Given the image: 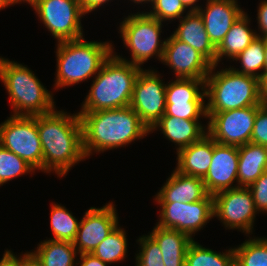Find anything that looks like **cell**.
I'll list each match as a JSON object with an SVG mask.
<instances>
[{
    "mask_svg": "<svg viewBox=\"0 0 267 266\" xmlns=\"http://www.w3.org/2000/svg\"><path fill=\"white\" fill-rule=\"evenodd\" d=\"M42 144L43 171L65 176L75 163L86 159L79 114L52 111L36 116Z\"/></svg>",
    "mask_w": 267,
    "mask_h": 266,
    "instance_id": "6da1fadb",
    "label": "cell"
},
{
    "mask_svg": "<svg viewBox=\"0 0 267 266\" xmlns=\"http://www.w3.org/2000/svg\"><path fill=\"white\" fill-rule=\"evenodd\" d=\"M78 114L86 158L92 151L101 153L124 147L150 133L149 128L130 106Z\"/></svg>",
    "mask_w": 267,
    "mask_h": 266,
    "instance_id": "7a4b0ae2",
    "label": "cell"
},
{
    "mask_svg": "<svg viewBox=\"0 0 267 266\" xmlns=\"http://www.w3.org/2000/svg\"><path fill=\"white\" fill-rule=\"evenodd\" d=\"M141 69L111 54L92 81L80 112L128 107Z\"/></svg>",
    "mask_w": 267,
    "mask_h": 266,
    "instance_id": "3957f363",
    "label": "cell"
},
{
    "mask_svg": "<svg viewBox=\"0 0 267 266\" xmlns=\"http://www.w3.org/2000/svg\"><path fill=\"white\" fill-rule=\"evenodd\" d=\"M109 42L86 41L84 37L57 44L56 88L82 82L98 74L113 53Z\"/></svg>",
    "mask_w": 267,
    "mask_h": 266,
    "instance_id": "277c9868",
    "label": "cell"
},
{
    "mask_svg": "<svg viewBox=\"0 0 267 266\" xmlns=\"http://www.w3.org/2000/svg\"><path fill=\"white\" fill-rule=\"evenodd\" d=\"M0 79L4 83L14 116H38L54 111V99L25 65L0 57Z\"/></svg>",
    "mask_w": 267,
    "mask_h": 266,
    "instance_id": "5b68a950",
    "label": "cell"
},
{
    "mask_svg": "<svg viewBox=\"0 0 267 266\" xmlns=\"http://www.w3.org/2000/svg\"><path fill=\"white\" fill-rule=\"evenodd\" d=\"M205 79L206 112H221L249 106H262L257 77L241 74L231 67L213 72Z\"/></svg>",
    "mask_w": 267,
    "mask_h": 266,
    "instance_id": "8992f818",
    "label": "cell"
},
{
    "mask_svg": "<svg viewBox=\"0 0 267 266\" xmlns=\"http://www.w3.org/2000/svg\"><path fill=\"white\" fill-rule=\"evenodd\" d=\"M162 25V22L146 12L128 15L121 22L119 31L124 45L131 51L132 60L128 61L115 53L113 54L122 61L140 68L144 62H147L154 55L161 61L166 42L160 40Z\"/></svg>",
    "mask_w": 267,
    "mask_h": 266,
    "instance_id": "52a82bcc",
    "label": "cell"
},
{
    "mask_svg": "<svg viewBox=\"0 0 267 266\" xmlns=\"http://www.w3.org/2000/svg\"><path fill=\"white\" fill-rule=\"evenodd\" d=\"M0 145L15 153L35 170L43 171L42 144L36 116H14L0 124Z\"/></svg>",
    "mask_w": 267,
    "mask_h": 266,
    "instance_id": "ba28073f",
    "label": "cell"
},
{
    "mask_svg": "<svg viewBox=\"0 0 267 266\" xmlns=\"http://www.w3.org/2000/svg\"><path fill=\"white\" fill-rule=\"evenodd\" d=\"M33 9L58 43L83 37L79 0H38Z\"/></svg>",
    "mask_w": 267,
    "mask_h": 266,
    "instance_id": "9c48e42d",
    "label": "cell"
},
{
    "mask_svg": "<svg viewBox=\"0 0 267 266\" xmlns=\"http://www.w3.org/2000/svg\"><path fill=\"white\" fill-rule=\"evenodd\" d=\"M261 106H249L221 112H206L208 135L217 143L242 146L251 141L257 110Z\"/></svg>",
    "mask_w": 267,
    "mask_h": 266,
    "instance_id": "30bf717a",
    "label": "cell"
},
{
    "mask_svg": "<svg viewBox=\"0 0 267 266\" xmlns=\"http://www.w3.org/2000/svg\"><path fill=\"white\" fill-rule=\"evenodd\" d=\"M214 217L229 229L252 233L257 209L249 187H235L213 195Z\"/></svg>",
    "mask_w": 267,
    "mask_h": 266,
    "instance_id": "8fae6325",
    "label": "cell"
},
{
    "mask_svg": "<svg viewBox=\"0 0 267 266\" xmlns=\"http://www.w3.org/2000/svg\"><path fill=\"white\" fill-rule=\"evenodd\" d=\"M154 70H140L134 84L130 107L149 128L165 114L166 84Z\"/></svg>",
    "mask_w": 267,
    "mask_h": 266,
    "instance_id": "7c38bea8",
    "label": "cell"
},
{
    "mask_svg": "<svg viewBox=\"0 0 267 266\" xmlns=\"http://www.w3.org/2000/svg\"><path fill=\"white\" fill-rule=\"evenodd\" d=\"M168 83L164 115L187 120H199L200 116L207 118L205 80L176 78Z\"/></svg>",
    "mask_w": 267,
    "mask_h": 266,
    "instance_id": "4fadbf2b",
    "label": "cell"
},
{
    "mask_svg": "<svg viewBox=\"0 0 267 266\" xmlns=\"http://www.w3.org/2000/svg\"><path fill=\"white\" fill-rule=\"evenodd\" d=\"M162 208L160 220L156 225L192 234L202 229L214 217L213 195L208 194L203 200L192 203H158Z\"/></svg>",
    "mask_w": 267,
    "mask_h": 266,
    "instance_id": "5bb4252c",
    "label": "cell"
},
{
    "mask_svg": "<svg viewBox=\"0 0 267 266\" xmlns=\"http://www.w3.org/2000/svg\"><path fill=\"white\" fill-rule=\"evenodd\" d=\"M114 206L109 202L101 208L91 207L85 212L73 242L78 254L92 253L118 226V217Z\"/></svg>",
    "mask_w": 267,
    "mask_h": 266,
    "instance_id": "9a60e30c",
    "label": "cell"
},
{
    "mask_svg": "<svg viewBox=\"0 0 267 266\" xmlns=\"http://www.w3.org/2000/svg\"><path fill=\"white\" fill-rule=\"evenodd\" d=\"M161 62L171 67L175 77L205 80L212 64L193 47L173 35L165 40Z\"/></svg>",
    "mask_w": 267,
    "mask_h": 266,
    "instance_id": "2e32d148",
    "label": "cell"
},
{
    "mask_svg": "<svg viewBox=\"0 0 267 266\" xmlns=\"http://www.w3.org/2000/svg\"><path fill=\"white\" fill-rule=\"evenodd\" d=\"M239 152L237 146L222 145L213 139V155L209 170L202 179L209 194L237 186Z\"/></svg>",
    "mask_w": 267,
    "mask_h": 266,
    "instance_id": "e0dca14e",
    "label": "cell"
},
{
    "mask_svg": "<svg viewBox=\"0 0 267 266\" xmlns=\"http://www.w3.org/2000/svg\"><path fill=\"white\" fill-rule=\"evenodd\" d=\"M205 30L217 48L232 25L244 13L238 6L237 0H207L206 8H199Z\"/></svg>",
    "mask_w": 267,
    "mask_h": 266,
    "instance_id": "ac0fdd59",
    "label": "cell"
},
{
    "mask_svg": "<svg viewBox=\"0 0 267 266\" xmlns=\"http://www.w3.org/2000/svg\"><path fill=\"white\" fill-rule=\"evenodd\" d=\"M208 194L202 178L184 175L175 169L155 200L157 203H192L203 200Z\"/></svg>",
    "mask_w": 267,
    "mask_h": 266,
    "instance_id": "d6986e66",
    "label": "cell"
},
{
    "mask_svg": "<svg viewBox=\"0 0 267 266\" xmlns=\"http://www.w3.org/2000/svg\"><path fill=\"white\" fill-rule=\"evenodd\" d=\"M180 20L178 28L172 34L202 54L212 65H216V47L212 44L198 11H188Z\"/></svg>",
    "mask_w": 267,
    "mask_h": 266,
    "instance_id": "ffe728a7",
    "label": "cell"
},
{
    "mask_svg": "<svg viewBox=\"0 0 267 266\" xmlns=\"http://www.w3.org/2000/svg\"><path fill=\"white\" fill-rule=\"evenodd\" d=\"M213 155V139L206 134L201 140L177 151L176 170L188 176L204 178Z\"/></svg>",
    "mask_w": 267,
    "mask_h": 266,
    "instance_id": "44dd1931",
    "label": "cell"
},
{
    "mask_svg": "<svg viewBox=\"0 0 267 266\" xmlns=\"http://www.w3.org/2000/svg\"><path fill=\"white\" fill-rule=\"evenodd\" d=\"M199 120H187L174 116L163 115L150 129V132L157 130L173 143H176L177 151L192 143L201 140L208 134L206 127H203ZM157 128V129H156ZM204 129V130H203Z\"/></svg>",
    "mask_w": 267,
    "mask_h": 266,
    "instance_id": "7402d4cb",
    "label": "cell"
},
{
    "mask_svg": "<svg viewBox=\"0 0 267 266\" xmlns=\"http://www.w3.org/2000/svg\"><path fill=\"white\" fill-rule=\"evenodd\" d=\"M159 245L165 266H185V257L191 238L184 232L156 225L149 234Z\"/></svg>",
    "mask_w": 267,
    "mask_h": 266,
    "instance_id": "603a6c76",
    "label": "cell"
},
{
    "mask_svg": "<svg viewBox=\"0 0 267 266\" xmlns=\"http://www.w3.org/2000/svg\"><path fill=\"white\" fill-rule=\"evenodd\" d=\"M237 187H249L267 170V147L247 143L238 147Z\"/></svg>",
    "mask_w": 267,
    "mask_h": 266,
    "instance_id": "cb8c5ba5",
    "label": "cell"
},
{
    "mask_svg": "<svg viewBox=\"0 0 267 266\" xmlns=\"http://www.w3.org/2000/svg\"><path fill=\"white\" fill-rule=\"evenodd\" d=\"M245 13L232 25L223 41L216 48V66L223 56L234 59L257 37V33L250 29V19Z\"/></svg>",
    "mask_w": 267,
    "mask_h": 266,
    "instance_id": "d4e9b609",
    "label": "cell"
},
{
    "mask_svg": "<svg viewBox=\"0 0 267 266\" xmlns=\"http://www.w3.org/2000/svg\"><path fill=\"white\" fill-rule=\"evenodd\" d=\"M30 253L41 266H74L78 251L72 242L51 238L41 242L37 250Z\"/></svg>",
    "mask_w": 267,
    "mask_h": 266,
    "instance_id": "484cf974",
    "label": "cell"
},
{
    "mask_svg": "<svg viewBox=\"0 0 267 266\" xmlns=\"http://www.w3.org/2000/svg\"><path fill=\"white\" fill-rule=\"evenodd\" d=\"M185 266H235V252L231 248L217 253L193 240L186 252Z\"/></svg>",
    "mask_w": 267,
    "mask_h": 266,
    "instance_id": "4316f807",
    "label": "cell"
},
{
    "mask_svg": "<svg viewBox=\"0 0 267 266\" xmlns=\"http://www.w3.org/2000/svg\"><path fill=\"white\" fill-rule=\"evenodd\" d=\"M232 60H239L242 65L241 70L232 68L234 71L260 79L265 72L264 38L257 36L244 51ZM260 70L263 71L259 72Z\"/></svg>",
    "mask_w": 267,
    "mask_h": 266,
    "instance_id": "83f0119b",
    "label": "cell"
},
{
    "mask_svg": "<svg viewBox=\"0 0 267 266\" xmlns=\"http://www.w3.org/2000/svg\"><path fill=\"white\" fill-rule=\"evenodd\" d=\"M50 224L53 239L56 241L74 242L80 222L64 206L52 204L50 212Z\"/></svg>",
    "mask_w": 267,
    "mask_h": 266,
    "instance_id": "f1b7e54d",
    "label": "cell"
},
{
    "mask_svg": "<svg viewBox=\"0 0 267 266\" xmlns=\"http://www.w3.org/2000/svg\"><path fill=\"white\" fill-rule=\"evenodd\" d=\"M126 253V232L118 226L92 252L94 256L107 264L124 260Z\"/></svg>",
    "mask_w": 267,
    "mask_h": 266,
    "instance_id": "f546056e",
    "label": "cell"
},
{
    "mask_svg": "<svg viewBox=\"0 0 267 266\" xmlns=\"http://www.w3.org/2000/svg\"><path fill=\"white\" fill-rule=\"evenodd\" d=\"M235 252V266H267V238L248 239Z\"/></svg>",
    "mask_w": 267,
    "mask_h": 266,
    "instance_id": "4dcf8cb0",
    "label": "cell"
},
{
    "mask_svg": "<svg viewBox=\"0 0 267 266\" xmlns=\"http://www.w3.org/2000/svg\"><path fill=\"white\" fill-rule=\"evenodd\" d=\"M35 169L15 153L3 148L0 145V186L7 181Z\"/></svg>",
    "mask_w": 267,
    "mask_h": 266,
    "instance_id": "1f68e13d",
    "label": "cell"
},
{
    "mask_svg": "<svg viewBox=\"0 0 267 266\" xmlns=\"http://www.w3.org/2000/svg\"><path fill=\"white\" fill-rule=\"evenodd\" d=\"M137 241L141 250L135 257L136 266H165L159 245L150 235H144Z\"/></svg>",
    "mask_w": 267,
    "mask_h": 266,
    "instance_id": "d6a6232c",
    "label": "cell"
},
{
    "mask_svg": "<svg viewBox=\"0 0 267 266\" xmlns=\"http://www.w3.org/2000/svg\"><path fill=\"white\" fill-rule=\"evenodd\" d=\"M151 5L153 10L146 13L160 22L181 19L186 10L180 0H153Z\"/></svg>",
    "mask_w": 267,
    "mask_h": 266,
    "instance_id": "836d02e7",
    "label": "cell"
},
{
    "mask_svg": "<svg viewBox=\"0 0 267 266\" xmlns=\"http://www.w3.org/2000/svg\"><path fill=\"white\" fill-rule=\"evenodd\" d=\"M250 142L267 147V105L257 110Z\"/></svg>",
    "mask_w": 267,
    "mask_h": 266,
    "instance_id": "e575fe53",
    "label": "cell"
},
{
    "mask_svg": "<svg viewBox=\"0 0 267 266\" xmlns=\"http://www.w3.org/2000/svg\"><path fill=\"white\" fill-rule=\"evenodd\" d=\"M255 207L259 211L267 213V170L249 186Z\"/></svg>",
    "mask_w": 267,
    "mask_h": 266,
    "instance_id": "d590c367",
    "label": "cell"
},
{
    "mask_svg": "<svg viewBox=\"0 0 267 266\" xmlns=\"http://www.w3.org/2000/svg\"><path fill=\"white\" fill-rule=\"evenodd\" d=\"M258 7L257 23L261 35L257 33V36L267 38V0L261 1Z\"/></svg>",
    "mask_w": 267,
    "mask_h": 266,
    "instance_id": "8d00e7d4",
    "label": "cell"
},
{
    "mask_svg": "<svg viewBox=\"0 0 267 266\" xmlns=\"http://www.w3.org/2000/svg\"><path fill=\"white\" fill-rule=\"evenodd\" d=\"M81 265L79 266H107V263L101 261L98 257L92 253L79 254Z\"/></svg>",
    "mask_w": 267,
    "mask_h": 266,
    "instance_id": "74e56055",
    "label": "cell"
},
{
    "mask_svg": "<svg viewBox=\"0 0 267 266\" xmlns=\"http://www.w3.org/2000/svg\"><path fill=\"white\" fill-rule=\"evenodd\" d=\"M110 0H79L81 8L85 14L94 11L99 8L102 4L108 3Z\"/></svg>",
    "mask_w": 267,
    "mask_h": 266,
    "instance_id": "f35d334b",
    "label": "cell"
},
{
    "mask_svg": "<svg viewBox=\"0 0 267 266\" xmlns=\"http://www.w3.org/2000/svg\"><path fill=\"white\" fill-rule=\"evenodd\" d=\"M16 266H41L34 256L27 252L22 257L16 255Z\"/></svg>",
    "mask_w": 267,
    "mask_h": 266,
    "instance_id": "ab89813d",
    "label": "cell"
},
{
    "mask_svg": "<svg viewBox=\"0 0 267 266\" xmlns=\"http://www.w3.org/2000/svg\"><path fill=\"white\" fill-rule=\"evenodd\" d=\"M260 100L263 105H267V71L259 79Z\"/></svg>",
    "mask_w": 267,
    "mask_h": 266,
    "instance_id": "60d3db41",
    "label": "cell"
},
{
    "mask_svg": "<svg viewBox=\"0 0 267 266\" xmlns=\"http://www.w3.org/2000/svg\"><path fill=\"white\" fill-rule=\"evenodd\" d=\"M8 249L5 250L3 258L0 260V266H16V255Z\"/></svg>",
    "mask_w": 267,
    "mask_h": 266,
    "instance_id": "b9f144b4",
    "label": "cell"
},
{
    "mask_svg": "<svg viewBox=\"0 0 267 266\" xmlns=\"http://www.w3.org/2000/svg\"><path fill=\"white\" fill-rule=\"evenodd\" d=\"M181 2H182V4L184 5V7L187 9L189 6V8H190V10H188V11H190V12H192V11H198L199 10V8H200V6H196V2H198V0H180ZM194 5V6H193ZM193 6V7H192Z\"/></svg>",
    "mask_w": 267,
    "mask_h": 266,
    "instance_id": "7bdbcfd3",
    "label": "cell"
},
{
    "mask_svg": "<svg viewBox=\"0 0 267 266\" xmlns=\"http://www.w3.org/2000/svg\"><path fill=\"white\" fill-rule=\"evenodd\" d=\"M27 2L28 4H30V6H34L36 3H37V1L38 0H11V2H12V5L14 4L15 5V3L17 4V3H19L20 4V2Z\"/></svg>",
    "mask_w": 267,
    "mask_h": 266,
    "instance_id": "ee69618b",
    "label": "cell"
},
{
    "mask_svg": "<svg viewBox=\"0 0 267 266\" xmlns=\"http://www.w3.org/2000/svg\"><path fill=\"white\" fill-rule=\"evenodd\" d=\"M10 5H12L11 0H0V9L6 8Z\"/></svg>",
    "mask_w": 267,
    "mask_h": 266,
    "instance_id": "f6af8a7d",
    "label": "cell"
},
{
    "mask_svg": "<svg viewBox=\"0 0 267 266\" xmlns=\"http://www.w3.org/2000/svg\"><path fill=\"white\" fill-rule=\"evenodd\" d=\"M265 71H267V38H264Z\"/></svg>",
    "mask_w": 267,
    "mask_h": 266,
    "instance_id": "bcb514c9",
    "label": "cell"
},
{
    "mask_svg": "<svg viewBox=\"0 0 267 266\" xmlns=\"http://www.w3.org/2000/svg\"><path fill=\"white\" fill-rule=\"evenodd\" d=\"M131 1H133L134 3H148V2H151V4H152V2H153V0H131Z\"/></svg>",
    "mask_w": 267,
    "mask_h": 266,
    "instance_id": "7dc6e473",
    "label": "cell"
}]
</instances>
